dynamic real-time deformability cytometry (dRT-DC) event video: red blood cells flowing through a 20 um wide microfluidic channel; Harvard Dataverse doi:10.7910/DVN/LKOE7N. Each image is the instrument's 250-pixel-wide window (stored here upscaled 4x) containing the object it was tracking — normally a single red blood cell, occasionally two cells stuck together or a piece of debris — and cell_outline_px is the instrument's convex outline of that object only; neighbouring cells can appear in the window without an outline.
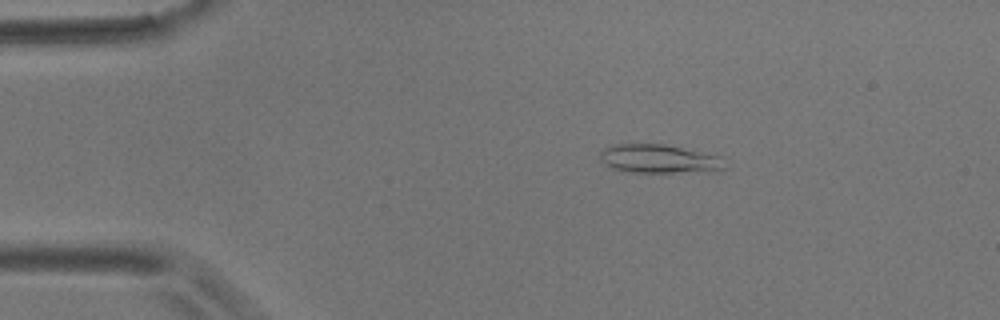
{"species": "common noctule bat (a hibernating species)", "species_latin": "Nyctalus noctula", "temperature_condition": "room temperature", "stored_images_in_passage": 7, "camera_frame_rate_fps": 3000, "um_per_image_px": 0.085, "animal": {"sex": "male", "body_mass_g": 17.9}, "frame": {"image": 1, "passage_image": 2, "time_ms": 1.333, "image_size_px": [1000, 320], "cell_outline_px": [[728, 168], [720, 172], [632, 172], [612, 168], [604, 164], [600, 160], [600, 148], [616, 144], [664, 144], [720, 156]], "centroid_in_image_um": [56.05, 13.51], "position_along_channel_um": 28.9, "area_um2": 21.15}}
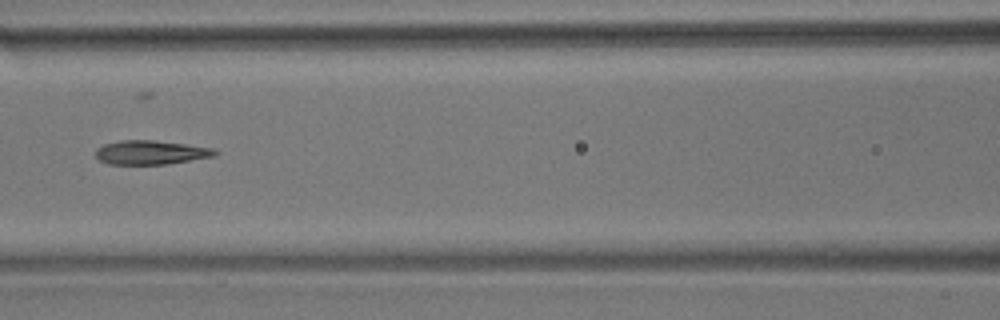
{"frame": {"image": 2, "passage_image": 6, "time_ms": 6.333, "image_size_px": [1000, 320], "cell_outline_px": [[220, 152], [216, 156], [164, 164], [108, 164], [100, 160], [96, 156], [96, 148], [104, 144], [120, 140], [152, 140], [184, 144], [212, 148]], "centroid_in_image_um": [12.81, 12.95], "position_along_channel_um": 153.8, "area_um2": 16.59}}
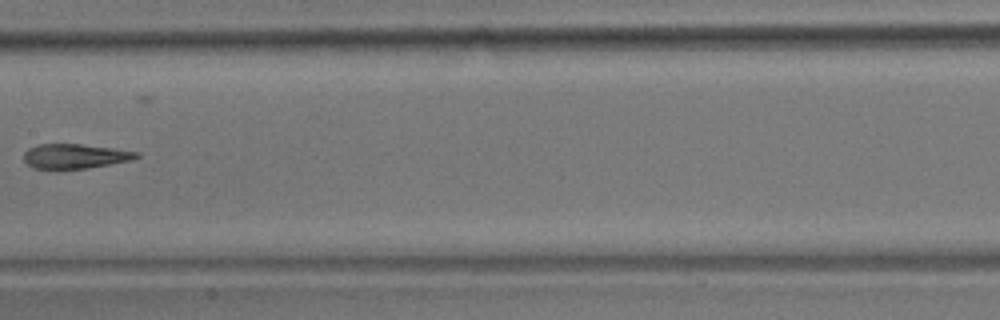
{"frame": {"image": 3, "passage_image": 7, "time_ms": 7.667, "image_size_px": [1000, 320], "cell_outline_px": [[140, 156], [132, 160], [88, 168], [56, 172], [32, 168], [24, 160], [24, 152], [28, 148], [40, 144], [80, 144], [112, 148], [140, 152]], "centroid_in_image_um": [6.32, 13.32], "position_along_channel_um": 201.1, "area_um2": 16.82}}